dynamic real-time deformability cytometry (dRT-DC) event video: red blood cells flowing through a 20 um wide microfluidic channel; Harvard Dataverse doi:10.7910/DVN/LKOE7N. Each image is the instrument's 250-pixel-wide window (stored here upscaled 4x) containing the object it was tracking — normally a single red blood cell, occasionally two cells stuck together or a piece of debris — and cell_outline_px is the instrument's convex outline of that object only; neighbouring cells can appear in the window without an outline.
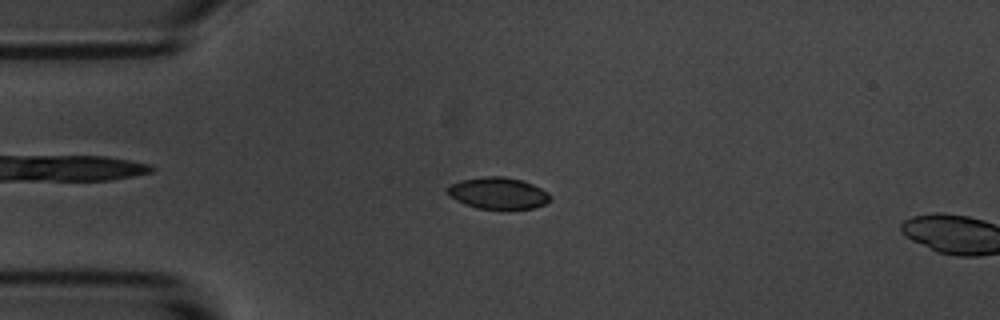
{"species": "common noctule bat (a hibernating species)", "species_latin": "Nyctalus noctula", "temperature_condition": "room temperature", "stored_images_in_passage": 6, "camera_frame_rate_fps": 3000, "um_per_image_px": 0.085, "animal": {"sex": "male", "body_mass_g": 20.1, "forearm_length_mm": 53.5}, "frame": {"image": 1, "passage_image": 5, "time_ms": 4.667, "image_size_px": [1000, 320], "cell_outline_px": [[552, 200], [544, 204], [532, 208], [476, 208], [464, 204], [448, 196], [448, 188], [452, 184], [460, 180], [488, 176], [504, 176], [520, 180], [532, 184], [548, 192], [552, 196]], "centroid_in_image_um": [42.35, 16.41], "position_along_channel_um": 42.7, "area_um2": 18.73}}